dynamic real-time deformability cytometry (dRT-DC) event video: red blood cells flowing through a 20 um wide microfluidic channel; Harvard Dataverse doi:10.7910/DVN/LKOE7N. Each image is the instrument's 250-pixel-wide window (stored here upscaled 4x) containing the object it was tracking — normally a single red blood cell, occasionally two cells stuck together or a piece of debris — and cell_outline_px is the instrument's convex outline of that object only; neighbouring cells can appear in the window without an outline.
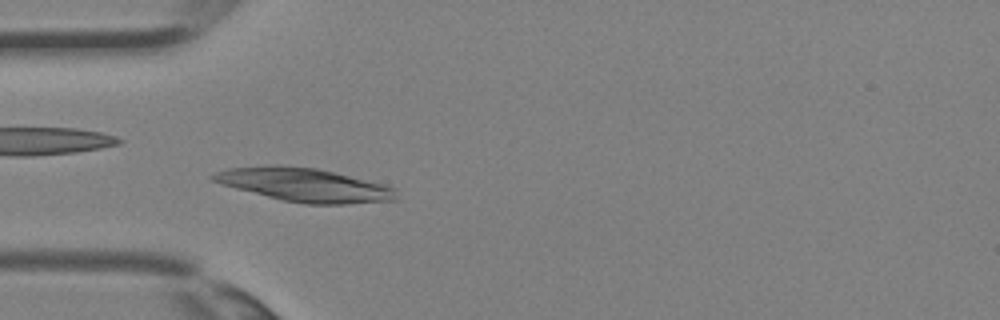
{"species": "Egyptian fruit bat (a non-hibernating species)", "species_latin": "Rousettus aegyptiacus", "temperature_condition": "room temperature", "stored_images_in_passage": 31, "camera_frame_rate_fps": 3000, "um_per_image_px": 0.085, "animal": {"sex": "female"}, "frame": {"image": 1, "passage_image": 6, "time_ms": 1.667, "image_size_px": [1000, 320], "cell_outline_px": [[396, 200], [344, 204], [304, 204], [284, 200], [220, 184], [212, 180], [208, 176], [216, 172], [228, 168], [272, 164], [280, 164], [316, 168], [388, 184], [396, 188]], "centroid_in_image_um": [25.9, 15.7], "position_along_channel_um": 59.1, "area_um2": 35.95}}
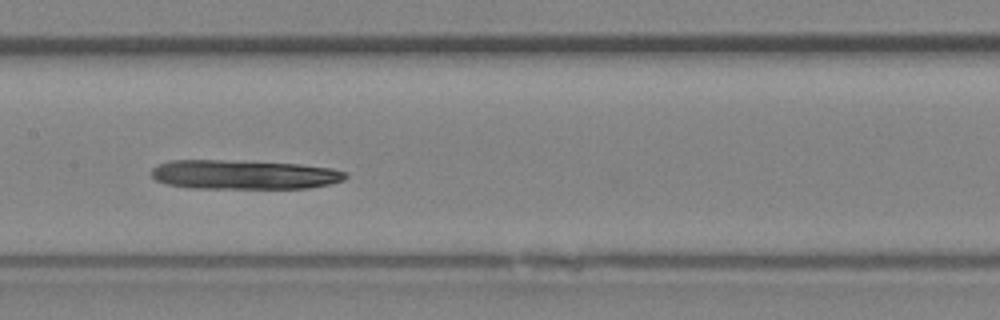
{"frame": {"image": 2, "passage_image": 13, "time_ms": 4.0, "image_size_px": [1000, 320], "cell_outline_px": [[348, 176], [344, 180], [328, 184], [308, 188], [188, 188], [168, 184], [156, 180], [152, 176], [152, 168], [168, 160], [224, 160], [300, 164], [332, 168], [348, 172]], "centroid_in_image_um": [20.75, 14.84], "position_along_channel_um": 186.7, "area_um2": 33.18}}
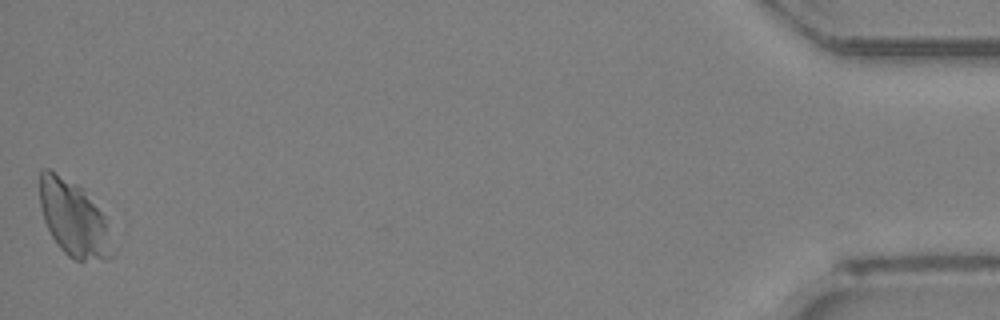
{"frame": {"image": 3, "passage_image": 31, "time_ms": 10.0, "image_size_px": [1000, 320], "cell_outline_px": [[116, 252], [112, 256], [104, 260], [76, 260], [68, 256], [60, 248], [52, 236], [44, 220], [40, 204], [40, 172], [44, 168], [48, 168], [76, 184], [80, 188], [104, 216], [116, 248]], "centroid_in_image_um": [6.3, 18.64], "position_along_channel_um": 428.9, "area_um2": 31.73}}